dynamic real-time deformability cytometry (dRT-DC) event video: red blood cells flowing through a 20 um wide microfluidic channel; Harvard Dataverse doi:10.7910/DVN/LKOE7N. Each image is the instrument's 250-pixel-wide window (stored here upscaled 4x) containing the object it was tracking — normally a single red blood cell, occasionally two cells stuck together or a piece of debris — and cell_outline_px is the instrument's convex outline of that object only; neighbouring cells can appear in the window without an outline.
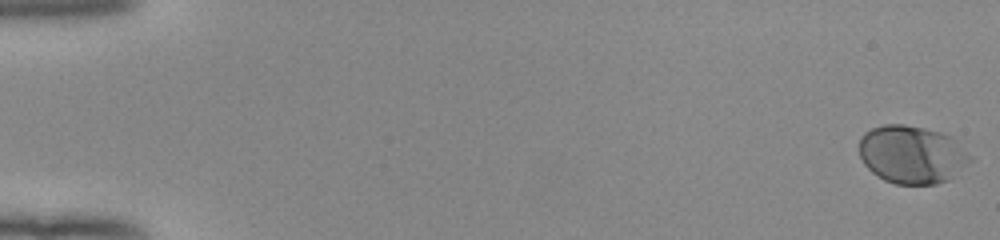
{"species": "human", "species_latin": "Homo sapiens", "temperature_condition": "room temperature", "stored_images_in_passage": 53, "camera_frame_rate_fps": 3000, "um_per_image_px": 0.085, "donor": {"sex": "female"}, "frame": {"image": 1, "passage_image": 1, "time_ms": 0.0, "image_size_px": [1000, 240], "cell_outline_px": [[972, 160], [948, 180], [936, 184], [896, 184], [884, 180], [876, 176], [864, 164], [860, 156], [860, 136], [864, 132], [872, 128], [884, 124], [904, 124], [944, 132], [952, 136], [972, 156]], "centroid_in_image_um": [77.51, 13.12], "position_along_channel_um": 7.5, "area_um2": 37.8}}
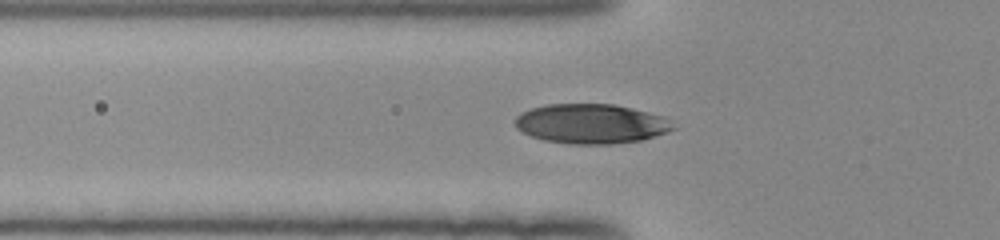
{"frame": {"image": 2, "passage_image": 20, "time_ms": 6.333, "image_size_px": [1000, 240], "cell_outline_px": [[676, 128], [668, 132], [656, 136], [640, 140], [612, 144], [572, 144], [544, 140], [532, 136], [516, 128], [516, 116], [520, 112], [532, 108], [548, 104], [612, 104], [632, 108], [664, 116]], "centroid_in_image_um": [50.25, 10.52], "position_along_channel_um": 75.5, "area_um2": 36.41}}
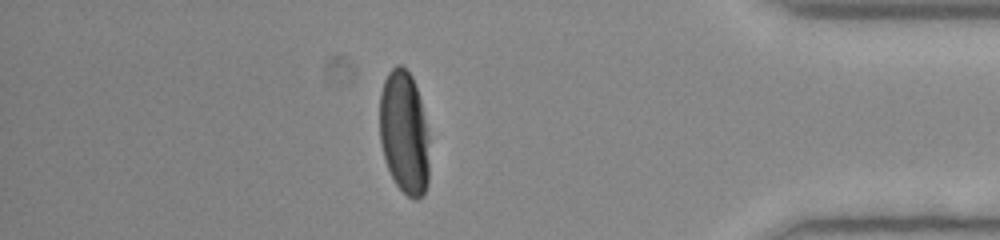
{"frame": {"image": 3, "passage_image": 47, "time_ms": 15.333, "image_size_px": [1000, 240], "cell_outline_px": [[428, 184], [424, 192], [416, 200], [412, 200], [396, 184], [388, 168], [384, 156], [380, 140], [380, 92], [384, 80], [388, 72], [396, 64], [400, 64], [412, 76], [420, 100], [428, 136]], "centroid_in_image_um": [34.34, 11.27], "position_along_channel_um": 400.9, "area_um2": 35.43}, "authors_computed_cell_mechanics": {"area_um2": 37.3966, "velocity_mm_per_s": 3.9534, "shape_relaxation_time_tau1_ms": 2.8927, "shape_relaxation_time_tau2_ms": null, "deformation_change_tau1": 0.1658, "deformation_change_tau2": null}}